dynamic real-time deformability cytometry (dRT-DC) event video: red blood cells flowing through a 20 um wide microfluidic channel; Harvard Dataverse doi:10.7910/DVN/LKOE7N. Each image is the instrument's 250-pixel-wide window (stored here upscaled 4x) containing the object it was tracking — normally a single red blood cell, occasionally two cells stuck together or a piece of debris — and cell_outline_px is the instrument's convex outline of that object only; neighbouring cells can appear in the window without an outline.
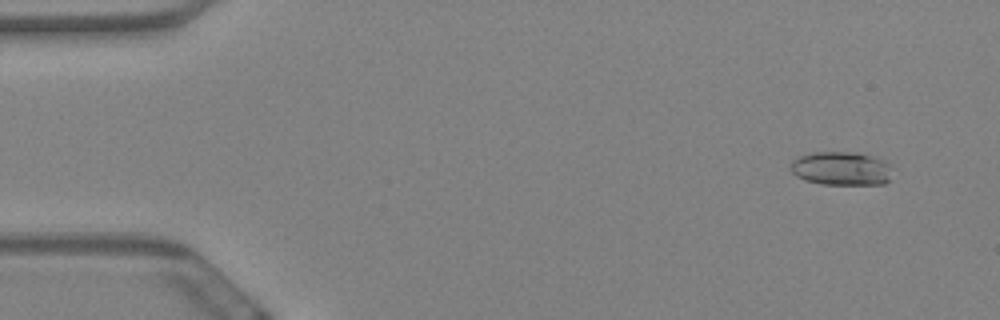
{"species": "Egyptian fruit bat (a non-hibernating species)", "species_latin": "Rousettus aegyptiacus", "temperature_condition": "warm", "stored_images_in_passage": 60, "camera_frame_rate_fps": 3000, "um_per_image_px": 0.085, "animal": {"sex": "female"}, "frame": {"image": 1, "passage_image": 5, "time_ms": 1.333, "image_size_px": [1000, 320], "cell_outline_px": [[892, 164], [888, 180], [884, 184], [820, 184], [804, 180], [796, 176], [792, 172], [792, 160], [800, 156], [812, 152], [856, 152], [872, 156], [884, 160]], "centroid_in_image_um": [71.52, 14.32], "position_along_channel_um": 13.5, "area_um2": 20.0}}
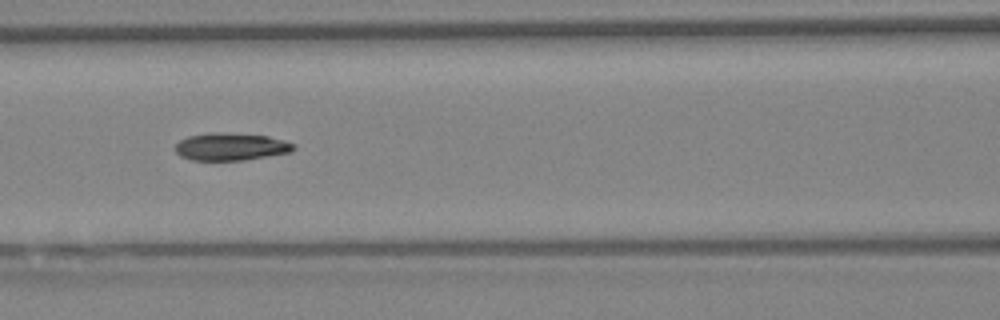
{"frame": {"image": 2, "passage_image": 27, "time_ms": 8.667, "image_size_px": [1000, 320], "cell_outline_px": [[296, 148], [292, 152], [244, 160], [192, 160], [180, 156], [176, 152], [176, 144], [180, 140], [188, 136], [212, 132], [220, 132], [268, 136], [284, 140], [296, 144]], "centroid_in_image_um": [19.65, 12.47], "position_along_channel_um": 146.9, "area_um2": 19.02}}
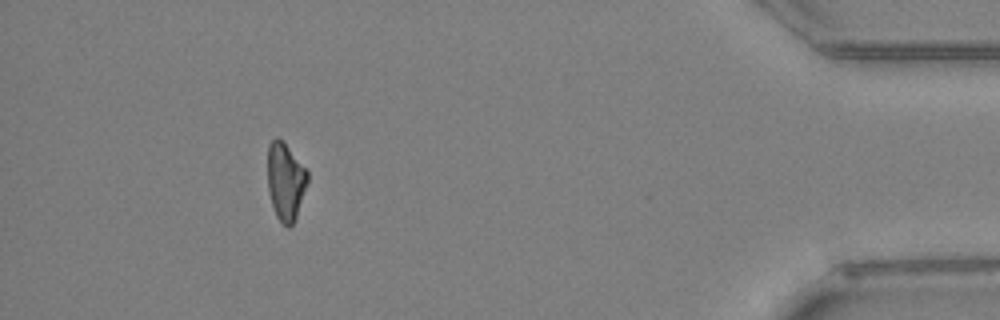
{"frame": {"image": 3, "passage_image": 55, "time_ms": 18.0, "image_size_px": [1000, 320], "cell_outline_px": [[308, 180], [296, 216], [292, 224], [288, 228], [276, 216], [268, 192], [268, 144], [276, 136], [288, 148], [308, 172]], "centroid_in_image_um": [24.25, 15.42], "position_along_channel_um": 411.0, "area_um2": 17.57}, "authors_computed_cell_mechanics": {"area_um2": 19.0162, "velocity_mm_per_s": 3.4628, "shape_relaxation_time_tau1_ms": 9.3411, "shape_relaxation_time_tau2_ms": 4.8922, "deformation_change_tau1": 0.2071, "deformation_change_tau2": 0.1119}}